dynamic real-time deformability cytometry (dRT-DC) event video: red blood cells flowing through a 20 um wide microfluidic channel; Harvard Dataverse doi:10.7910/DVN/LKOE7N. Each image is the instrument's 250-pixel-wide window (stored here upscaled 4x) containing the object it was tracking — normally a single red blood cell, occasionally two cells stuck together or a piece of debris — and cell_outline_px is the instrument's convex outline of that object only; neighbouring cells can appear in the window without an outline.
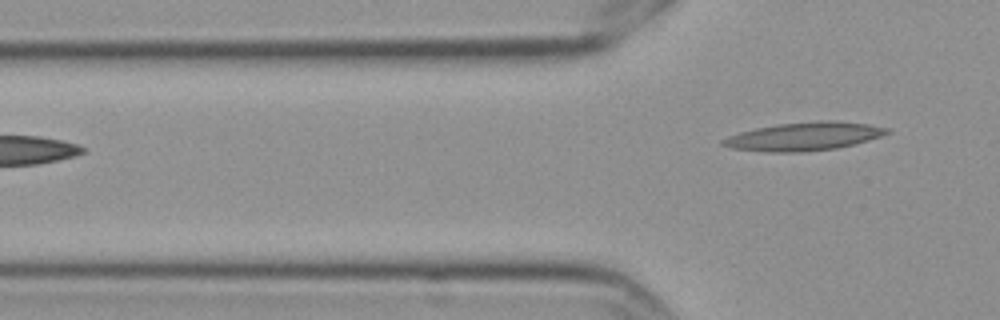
{"species": "Egyptian fruit bat (a non-hibernating species)", "species_latin": "Rousettus aegyptiacus", "temperature_condition": "cold", "stored_images_in_passage": 5, "camera_frame_rate_fps": 3000, "um_per_image_px": 0.085, "frame": {"image": 1, "passage_image": 5, "time_ms": 1.333, "image_size_px": [1000, 320], "cell_outline_px": [[892, 132], [868, 140], [836, 148], [800, 152], [768, 152], [732, 148], [720, 144], [720, 140], [728, 136], [740, 132], [756, 128], [776, 124], [820, 120], [836, 120], [868, 124], [892, 128]], "centroid_in_image_um": [68.36, 11.58], "position_along_channel_um": 57.4, "area_um2": 27.17}}